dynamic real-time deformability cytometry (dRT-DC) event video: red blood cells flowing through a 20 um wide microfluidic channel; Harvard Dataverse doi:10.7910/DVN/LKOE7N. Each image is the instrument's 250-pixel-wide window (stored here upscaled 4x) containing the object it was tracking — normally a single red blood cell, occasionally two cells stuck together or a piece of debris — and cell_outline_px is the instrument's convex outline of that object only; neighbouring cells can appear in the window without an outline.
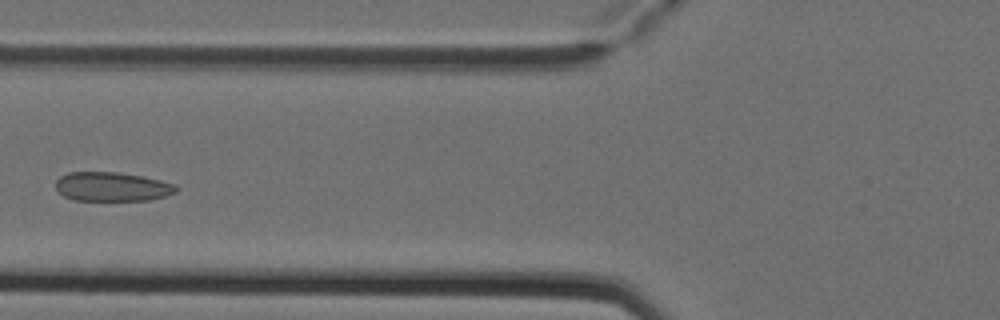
{"species": "Egyptian fruit bat (a non-hibernating species)", "species_latin": "Rousettus aegyptiacus", "temperature_condition": "cold", "stored_images_in_passage": 5, "camera_frame_rate_fps": 3000, "um_per_image_px": 0.085, "animal": {"sex": "female"}, "frame": {"image": 1, "passage_image": 5, "time_ms": 1.333, "image_size_px": [1000, 320], "cell_outline_px": [[176, 192], [164, 196], [148, 200], [72, 200], [64, 196], [56, 188], [56, 180], [60, 176], [68, 172], [116, 172], [144, 176], [176, 184]], "centroid_in_image_um": [9.51, 15.86], "position_along_channel_um": 116.3, "area_um2": 20.4}}